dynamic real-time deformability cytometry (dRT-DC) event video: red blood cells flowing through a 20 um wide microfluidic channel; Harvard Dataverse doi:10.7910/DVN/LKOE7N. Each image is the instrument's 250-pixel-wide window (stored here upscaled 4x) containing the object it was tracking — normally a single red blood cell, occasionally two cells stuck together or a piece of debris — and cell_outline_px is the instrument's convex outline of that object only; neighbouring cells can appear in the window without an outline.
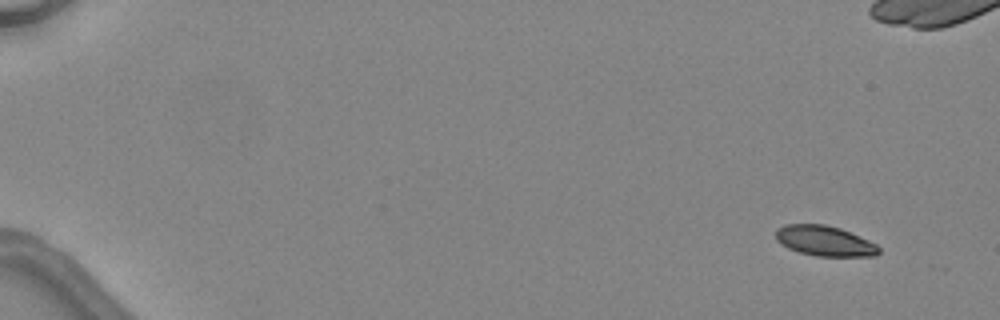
{"species": "common noctule bat (a hibernating species)", "species_latin": "Nyctalus noctula", "temperature_condition": "warm", "stored_images_in_passage": 7, "camera_frame_rate_fps": 3000, "um_per_image_px": 0.085, "animal": {"sex": "female", "body_mass_g": 24.6, "forearm_length_mm": 56.2}, "frame": {"image": 1, "passage_image": 1, "time_ms": 0.0, "image_size_px": [1000, 320], "cell_outline_px": [[880, 252], [876, 256], [816, 256], [800, 252], [788, 248], [780, 244], [776, 240], [776, 228], [784, 224], [824, 224], [840, 228], [868, 240], [876, 244], [880, 248]], "centroid_in_image_um": [70.07, 20.47], "position_along_channel_um": 14.9, "area_um2": 18.21}}